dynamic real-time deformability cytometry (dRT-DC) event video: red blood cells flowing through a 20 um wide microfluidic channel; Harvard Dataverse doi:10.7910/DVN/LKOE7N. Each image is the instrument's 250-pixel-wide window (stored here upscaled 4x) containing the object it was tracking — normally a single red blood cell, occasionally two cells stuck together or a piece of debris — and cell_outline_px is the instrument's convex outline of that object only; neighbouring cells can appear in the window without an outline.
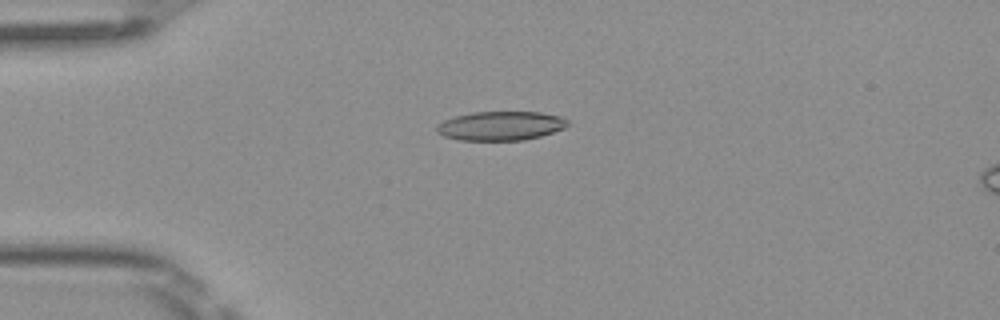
{"species": "Egyptian fruit bat (a non-hibernating species)", "species_latin": "Rousettus aegyptiacus", "temperature_condition": "room temperature", "stored_images_in_passage": 6, "camera_frame_rate_fps": 3000, "um_per_image_px": 0.085, "frame": {"image": 1, "passage_image": 4, "time_ms": 1.0, "image_size_px": [1000, 320], "cell_outline_px": [[568, 124], [564, 128], [540, 136], [524, 140], [460, 140], [444, 136], [436, 132], [436, 124], [444, 120], [456, 116], [472, 112], [540, 112], [560, 116], [568, 120]], "centroid_in_image_um": [42.53, 10.69], "position_along_channel_um": 42.5, "area_um2": 22.14}}